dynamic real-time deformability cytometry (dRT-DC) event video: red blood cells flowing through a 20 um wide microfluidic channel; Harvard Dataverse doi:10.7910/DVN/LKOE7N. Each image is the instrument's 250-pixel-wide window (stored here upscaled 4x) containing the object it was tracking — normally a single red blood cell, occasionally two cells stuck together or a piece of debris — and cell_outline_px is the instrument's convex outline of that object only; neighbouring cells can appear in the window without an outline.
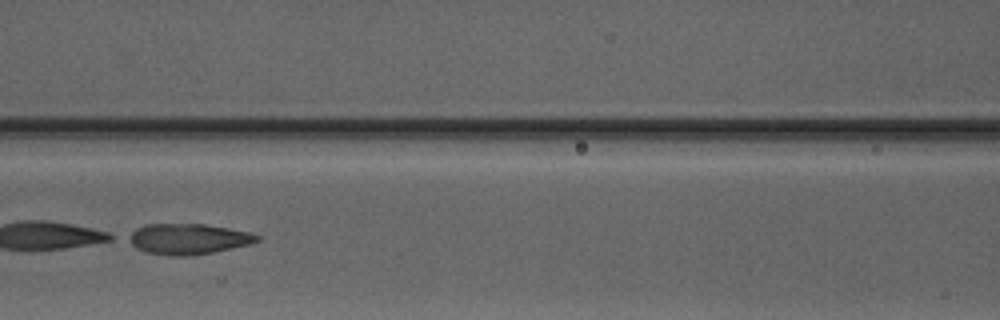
{"species": "Egyptian fruit bat (a non-hibernating species)", "species_latin": "Rousettus aegyptiacus", "temperature_condition": "warm", "stored_images_in_passage": 5, "camera_frame_rate_fps": 3000, "um_per_image_px": 0.085, "animal": {"sex": "male"}, "frame": {"image": 1, "passage_image": 4, "time_ms": 5.0, "image_size_px": [1000, 320], "cell_outline_px": [[260, 240], [248, 244], [212, 252], [188, 256], [168, 256], [148, 252], [136, 248], [124, 240], [124, 236], [136, 228], [144, 224], [204, 224], [228, 228], [248, 232], [260, 236]], "centroid_in_image_um": [15.89, 20.3], "position_along_channel_um": 150.7, "area_um2": 23.06}}
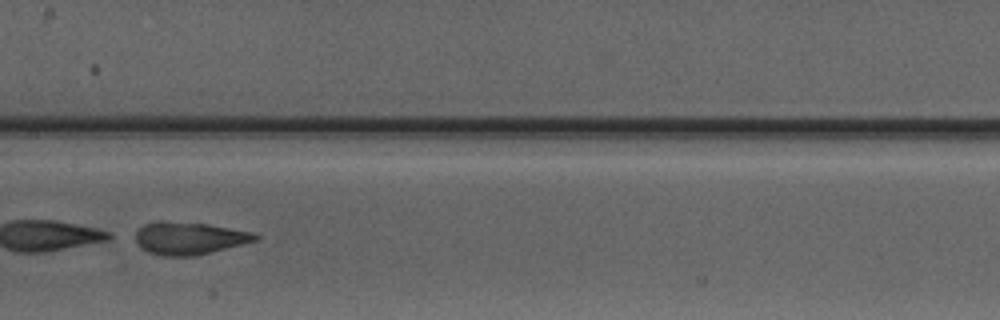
{"frame": {"image": 2, "passage_image": 5, "time_ms": 6.0, "image_size_px": [1000, 320], "cell_outline_px": [[260, 236], [256, 240], [212, 252], [196, 256], [160, 256], [148, 252], [140, 248], [136, 244], [136, 232], [144, 224], [156, 220], [160, 220], [208, 224], [252, 232]], "centroid_in_image_um": [16.03, 20.25], "position_along_channel_um": 191.4, "area_um2": 22.83}}